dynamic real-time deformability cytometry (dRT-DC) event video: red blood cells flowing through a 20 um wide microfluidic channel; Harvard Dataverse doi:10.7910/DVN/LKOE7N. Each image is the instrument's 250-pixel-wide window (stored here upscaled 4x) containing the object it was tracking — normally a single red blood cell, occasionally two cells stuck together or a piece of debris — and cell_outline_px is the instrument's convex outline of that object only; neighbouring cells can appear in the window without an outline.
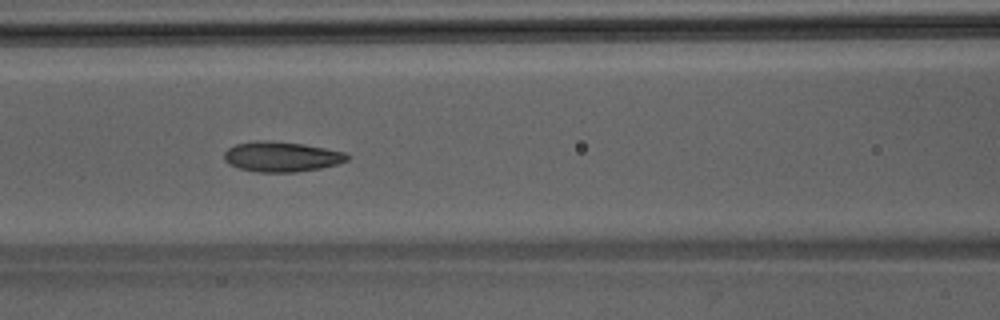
{"species": "Egyptian fruit bat (a non-hibernating species)", "species_latin": "Rousettus aegyptiacus", "temperature_condition": "room temperature", "stored_images_in_passage": 30, "segment_of_instrument_passage": [1, 2], "camera_frame_rate_fps": 3000, "um_per_image_px": 0.085, "animal": {"sex": "male"}, "frame": {"image": 1, "passage_image": 21, "time_ms": 6.667, "image_size_px": [1000, 320], "cell_outline_px": [[352, 156], [348, 160], [336, 164], [320, 168], [296, 172], [260, 172], [240, 168], [228, 164], [224, 160], [224, 152], [228, 148], [236, 144], [256, 140], [268, 140], [304, 144], [344, 152]], "centroid_in_image_um": [23.92, 13.31], "position_along_channel_um": 142.7, "area_um2": 21.62}}
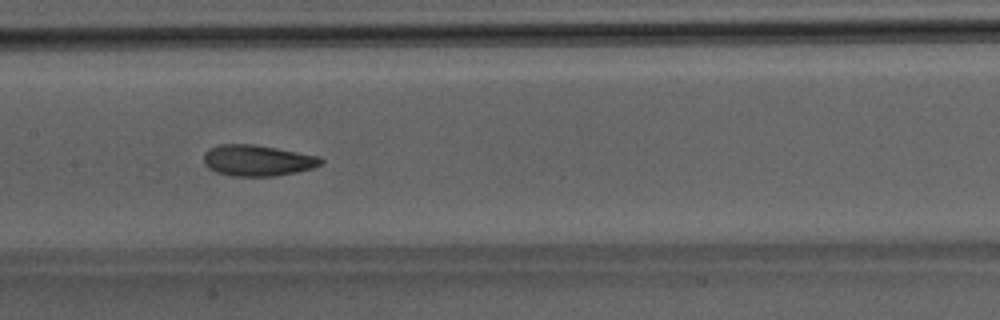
{"frame": {"image": 2, "passage_image": 24, "time_ms": 7.667, "image_size_px": [1000, 320], "cell_outline_px": [[324, 160], [320, 164], [312, 168], [296, 172], [276, 176], [232, 176], [216, 172], [208, 168], [204, 164], [204, 152], [208, 148], [220, 144], [256, 144], [320, 156]], "centroid_in_image_um": [21.86, 13.63], "position_along_channel_um": 185.5, "area_um2": 21.39}}
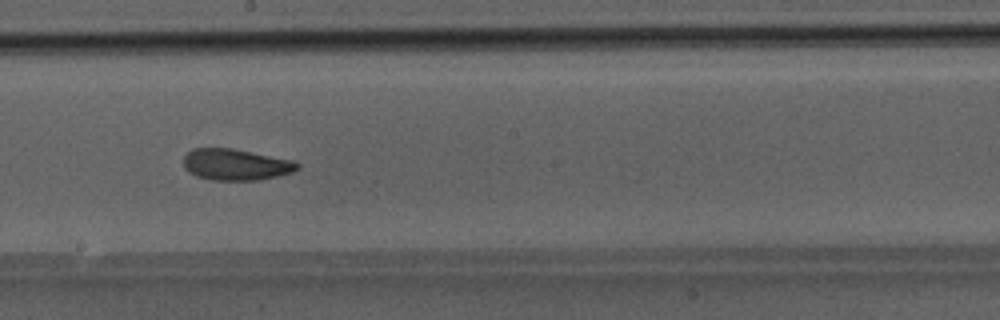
{"frame": {"image": 3, "passage_image": 27, "time_ms": 8.667, "image_size_px": [1000, 320], "cell_outline_px": [[300, 168], [292, 172], [260, 180], [212, 180], [196, 176], [188, 172], [184, 168], [184, 156], [192, 148], [232, 148], [296, 160], [300, 164]], "centroid_in_image_um": [20.06, 13.98], "position_along_channel_um": 228.1, "area_um2": 21.04}}